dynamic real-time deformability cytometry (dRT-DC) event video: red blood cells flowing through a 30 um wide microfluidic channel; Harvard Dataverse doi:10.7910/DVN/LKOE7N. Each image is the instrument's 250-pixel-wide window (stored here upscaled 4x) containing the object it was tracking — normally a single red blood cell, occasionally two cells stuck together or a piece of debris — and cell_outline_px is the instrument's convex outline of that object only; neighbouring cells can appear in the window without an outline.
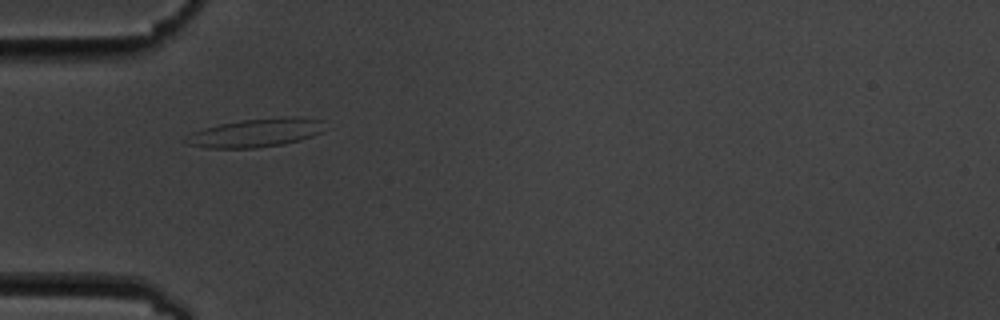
{"species": "common noctule bat (a hibernating species)", "species_latin": "Nyctalus noctula", "temperature_condition": "cold", "stored_images_in_passage": 2, "camera_frame_rate_fps": 3000, "um_per_image_px": 0.085, "animal": {"sex": "male", "body_mass_g": 19.5, "forearm_length_mm": 54.6}, "frame": {"image": 1, "passage_image": 1, "time_ms": 0.0, "image_size_px": [1000, 320], "cell_outline_px": [[324, 132], [300, 140], [280, 144], [256, 148], [208, 148], [188, 144], [184, 140], [192, 132], [204, 128], [220, 124], [244, 120], [280, 116], [288, 116], [324, 120]], "centroid_in_image_um": [21.79, 11.28], "position_along_channel_um": 63.2, "area_um2": 23.0}}